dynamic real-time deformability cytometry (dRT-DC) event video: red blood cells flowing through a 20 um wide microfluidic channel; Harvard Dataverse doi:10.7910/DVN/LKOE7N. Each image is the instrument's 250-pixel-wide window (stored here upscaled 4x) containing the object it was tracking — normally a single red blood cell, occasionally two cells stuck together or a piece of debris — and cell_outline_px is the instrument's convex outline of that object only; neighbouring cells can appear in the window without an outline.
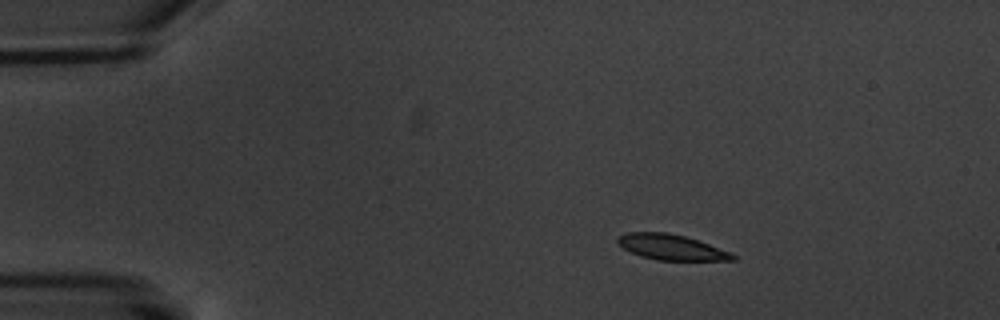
{"species": "common noctule bat (a hibernating species)", "species_latin": "Nyctalus noctula", "temperature_condition": "warm", "stored_images_in_passage": 7, "camera_frame_rate_fps": 3000, "um_per_image_px": 0.085, "animal": {"sex": "male", "body_mass_g": 20.1, "forearm_length_mm": 53.5}, "frame": {"image": 1, "passage_image": 1, "time_ms": 0.0, "image_size_px": [1000, 320], "cell_outline_px": [[736, 260], [656, 260], [640, 256], [616, 244], [616, 236], [628, 232], [668, 232], [684, 236], [732, 252], [736, 256]], "centroid_in_image_um": [57.02, 21.0], "position_along_channel_um": 28.0, "area_um2": 17.11}}